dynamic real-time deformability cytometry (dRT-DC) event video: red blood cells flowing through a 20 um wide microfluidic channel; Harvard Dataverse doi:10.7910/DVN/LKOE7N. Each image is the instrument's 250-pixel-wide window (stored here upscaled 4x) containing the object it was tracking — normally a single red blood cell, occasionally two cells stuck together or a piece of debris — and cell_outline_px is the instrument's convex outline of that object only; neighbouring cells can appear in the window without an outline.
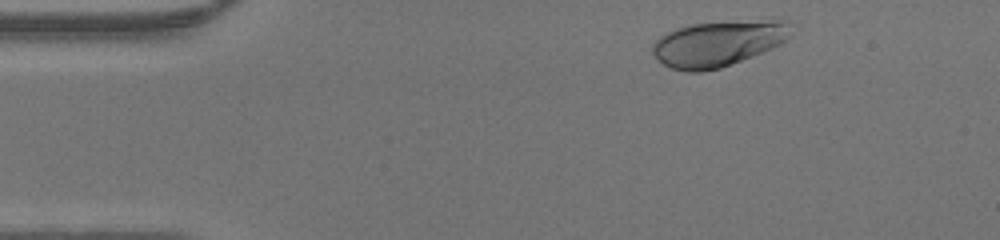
{"species": "human", "species_latin": "Homo sapiens", "temperature_condition": "warm", "stored_images_in_passage": 42, "camera_frame_rate_fps": 3000, "um_per_image_px": 0.085, "donor": {"sex": "male"}, "frame": {"image": 1, "passage_image": 2, "time_ms": 0.333, "image_size_px": [1000, 240], "cell_outline_px": [[788, 36], [780, 44], [772, 48], [732, 64], [720, 68], [700, 72], [684, 72], [672, 68], [664, 64], [652, 52], [652, 44], [660, 36], [676, 28], [692, 24], [772, 20], [788, 20]], "centroid_in_image_um": [60.99, 3.72], "position_along_channel_um": 24.0, "area_um2": 36.18}}
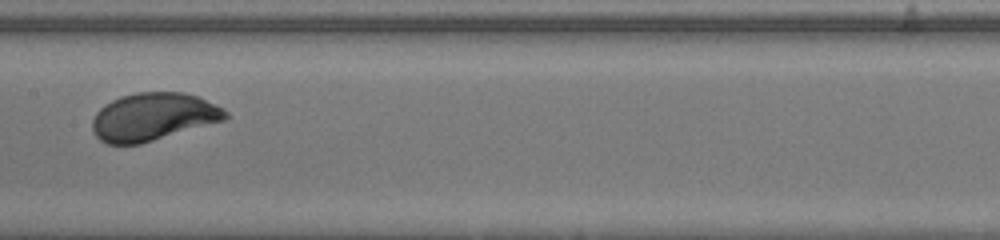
{"frame": {"image": 2, "passage_image": 19, "time_ms": 6.0, "image_size_px": [1000, 240], "cell_outline_px": [[228, 116], [224, 120], [140, 144], [104, 144], [96, 136], [92, 128], [92, 120], [96, 112], [104, 104], [120, 96], [136, 92], [184, 92], [196, 96], [224, 108], [228, 112]], "centroid_in_image_um": [12.99, 9.92], "position_along_channel_um": 194.4, "area_um2": 36.99}}
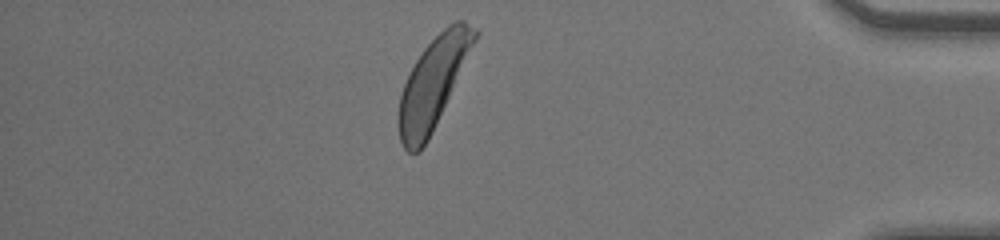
{"frame": {"image": 3, "passage_image": 36, "time_ms": 11.667, "image_size_px": [1000, 240], "cell_outline_px": [[480, 32], [432, 132], [428, 140], [420, 152], [408, 152], [404, 148], [400, 140], [400, 96], [404, 84], [416, 60], [424, 48], [448, 24], [456, 20], [464, 20], [476, 28]], "centroid_in_image_um": [36.84, 7.02], "position_along_channel_um": 398.4, "area_um2": 38.9}}